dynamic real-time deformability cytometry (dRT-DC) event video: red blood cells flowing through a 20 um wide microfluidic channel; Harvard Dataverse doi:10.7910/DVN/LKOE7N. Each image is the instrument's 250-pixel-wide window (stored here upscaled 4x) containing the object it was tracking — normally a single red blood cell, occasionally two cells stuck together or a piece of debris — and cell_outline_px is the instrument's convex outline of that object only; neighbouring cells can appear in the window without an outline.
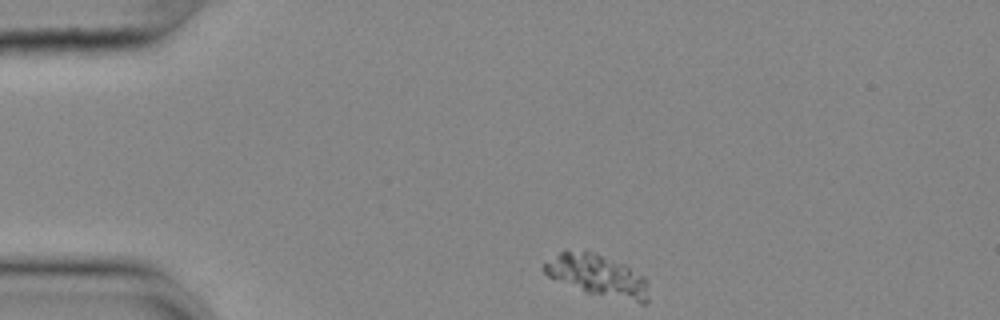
{"species": "common noctule bat (a hibernating species)", "species_latin": "Nyctalus noctula", "temperature_condition": "cold", "stored_images_in_passage": 46, "camera_frame_rate_fps": 3000, "um_per_image_px": 0.085, "animal": {"sex": "female", "body_mass_g": 25.1}, "frame": {"image": 1, "passage_image": 1, "time_ms": 0.0, "image_size_px": [1000, 320], "cell_outline_px": [[648, 304], [640, 304], [584, 292], [548, 276], [544, 272], [544, 264], [560, 252], [588, 252], [624, 264], [644, 276], [648, 280]], "centroid_in_image_um": [50.88, 23.49], "position_along_channel_um": 34.1, "area_um2": 24.97}}
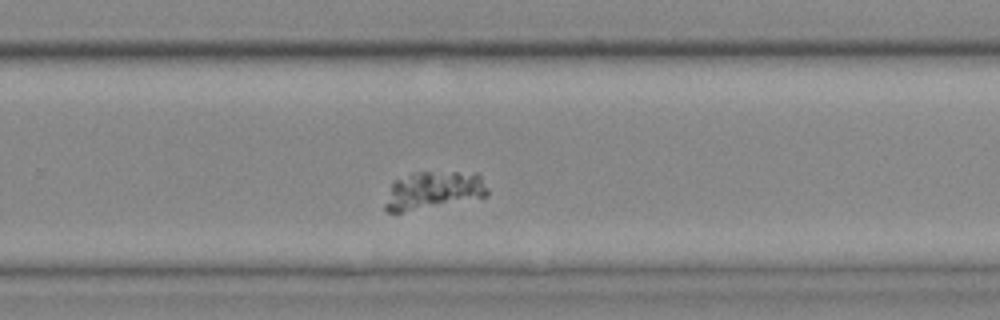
{"frame": {"image": 2, "passage_image": 27, "time_ms": 8.667, "image_size_px": [1000, 320], "cell_outline_px": [[488, 196], [400, 212], [388, 212], [384, 208], [384, 204], [392, 180], [412, 172], [476, 172], [480, 176], [488, 188]], "centroid_in_image_um": [36.81, 16.15], "position_along_channel_um": 293.0, "area_um2": 22.54}}
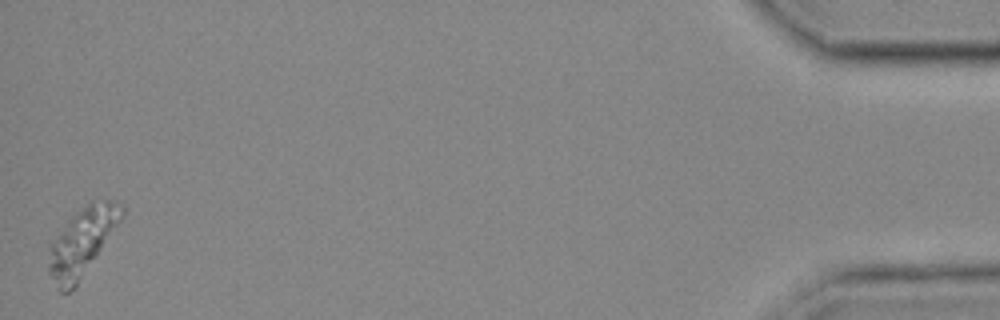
{"frame": {"image": 3, "passage_image": 46, "time_ms": 15.0, "image_size_px": [1000, 320], "cell_outline_px": [[124, 216], [76, 288], [68, 292], [60, 292], [48, 272], [48, 244], [68, 220], [76, 212], [92, 200], [108, 200], [124, 204]], "centroid_in_image_um": [6.96, 20.57], "position_along_channel_um": 428.2, "area_um2": 29.19}}